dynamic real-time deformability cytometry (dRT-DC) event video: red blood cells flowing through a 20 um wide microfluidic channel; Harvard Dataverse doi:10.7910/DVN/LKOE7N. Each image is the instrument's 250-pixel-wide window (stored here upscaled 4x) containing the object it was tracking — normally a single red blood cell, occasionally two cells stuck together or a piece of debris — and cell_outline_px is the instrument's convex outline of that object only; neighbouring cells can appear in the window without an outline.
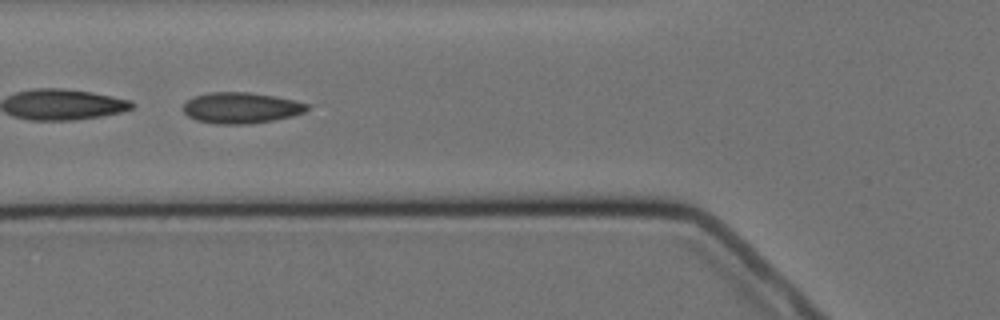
{"species": "Egyptian fruit bat (a non-hibernating species)", "species_latin": "Rousettus aegyptiacus", "temperature_condition": "cold", "stored_images_in_passage": 6, "camera_frame_rate_fps": 3000, "um_per_image_px": 0.085, "animal": {"sex": "female"}, "frame": {"image": 1, "passage_image": 5, "time_ms": 5.667, "image_size_px": [1000, 320], "cell_outline_px": [[308, 108], [304, 112], [292, 116], [272, 120], [248, 124], [216, 124], [196, 120], [188, 116], [184, 112], [184, 104], [188, 100], [196, 96], [208, 92], [248, 92], [276, 96], [296, 100], [308, 104]], "centroid_in_image_um": [20.5, 9.16], "position_along_channel_um": 105.3, "area_um2": 22.31}}